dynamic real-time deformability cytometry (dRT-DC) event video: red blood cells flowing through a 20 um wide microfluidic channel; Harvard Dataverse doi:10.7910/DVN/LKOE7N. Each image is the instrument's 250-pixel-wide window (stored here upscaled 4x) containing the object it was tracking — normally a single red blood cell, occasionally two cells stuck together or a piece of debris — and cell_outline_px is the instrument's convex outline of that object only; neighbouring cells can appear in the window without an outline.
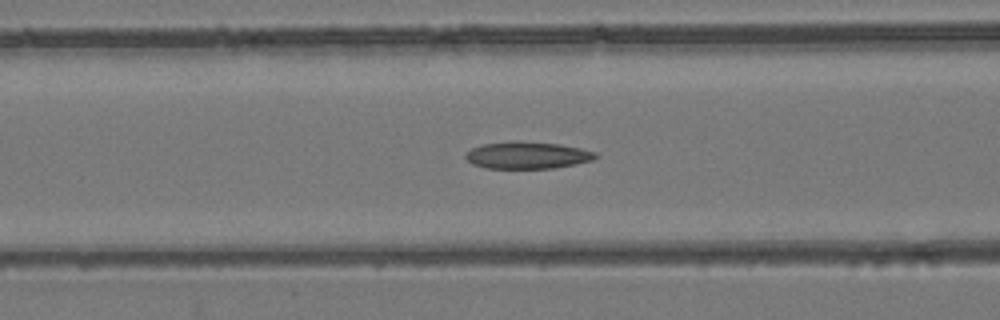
{"species": "common noctule bat (a hibernating species)", "species_latin": "Nyctalus noctula", "temperature_condition": "room temperature", "stored_images_in_passage": 49, "camera_frame_rate_fps": 3000, "um_per_image_px": 0.085, "animal": {"sex": "female", "body_mass_g": 24.6, "forearm_length_mm": 56.2}, "frame": {"image": 1, "passage_image": 18, "time_ms": 5.667, "image_size_px": [1000, 320], "cell_outline_px": [[600, 156], [592, 160], [576, 164], [552, 168], [488, 168], [472, 164], [464, 156], [472, 148], [480, 144], [516, 140], [560, 144], [580, 148], [596, 152]], "centroid_in_image_um": [44.84, 13.18], "position_along_channel_um": 121.8, "area_um2": 20.58}}
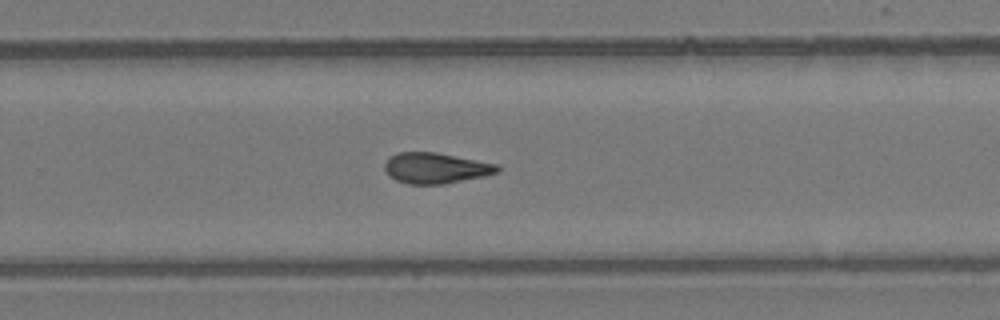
{"frame": {"image": 2, "passage_image": 31, "time_ms": 10.0, "image_size_px": [1000, 320], "cell_outline_px": [[500, 168], [496, 172], [484, 176], [444, 184], [408, 184], [396, 180], [388, 176], [384, 168], [384, 164], [388, 156], [396, 152], [436, 152], [500, 164]], "centroid_in_image_um": [37.0, 14.27], "position_along_channel_um": 292.8, "area_um2": 20.4}}
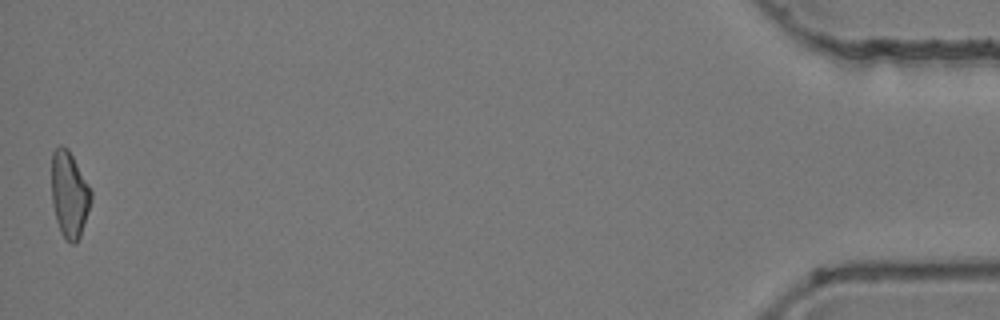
{"frame": {"image": 3, "passage_image": 49, "time_ms": 16.0, "image_size_px": [1000, 320], "cell_outline_px": [[92, 200], [80, 236], [76, 244], [72, 244], [64, 240], [60, 232], [56, 220], [52, 204], [52, 152], [60, 144], [68, 148], [88, 184], [92, 192]], "centroid_in_image_um": [5.89, 16.56], "position_along_channel_um": 429.3, "area_um2": 19.94}, "authors_computed_cell_mechanics": {"area_um2": 20.4034, "velocity_mm_per_s": 3.9487, "shape_relaxation_time_tau1_ms": null, "shape_relaxation_time_tau2_ms": 3.8239, "deformation_change_tau1": null, "deformation_change_tau2": 0.1151}}